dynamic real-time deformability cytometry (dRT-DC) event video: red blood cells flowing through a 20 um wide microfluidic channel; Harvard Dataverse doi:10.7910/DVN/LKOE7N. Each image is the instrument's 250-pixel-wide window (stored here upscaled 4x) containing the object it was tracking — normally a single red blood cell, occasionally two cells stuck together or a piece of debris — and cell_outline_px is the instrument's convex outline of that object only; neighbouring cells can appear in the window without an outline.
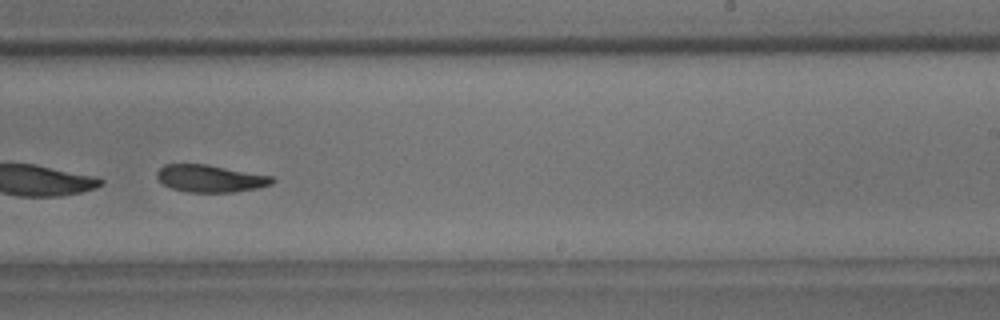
{"species": "common noctule bat (a hibernating species)", "species_latin": "Nyctalus noctula", "temperature_condition": "room temperature", "stored_images_in_passage": 50, "camera_frame_rate_fps": 3000, "um_per_image_px": 0.085, "animal": {"sex": "male", "body_mass_g": 18.8}, "frame": {"image": 1, "passage_image": 32, "time_ms": 10.333, "image_size_px": [1000, 320], "cell_outline_px": [[276, 180], [272, 184], [256, 188], [232, 192], [188, 192], [172, 188], [164, 184], [156, 176], [156, 172], [164, 164], [208, 164], [272, 176]], "centroid_in_image_um": [17.88, 15.16], "position_along_channel_um": 271.1, "area_um2": 18.26}}